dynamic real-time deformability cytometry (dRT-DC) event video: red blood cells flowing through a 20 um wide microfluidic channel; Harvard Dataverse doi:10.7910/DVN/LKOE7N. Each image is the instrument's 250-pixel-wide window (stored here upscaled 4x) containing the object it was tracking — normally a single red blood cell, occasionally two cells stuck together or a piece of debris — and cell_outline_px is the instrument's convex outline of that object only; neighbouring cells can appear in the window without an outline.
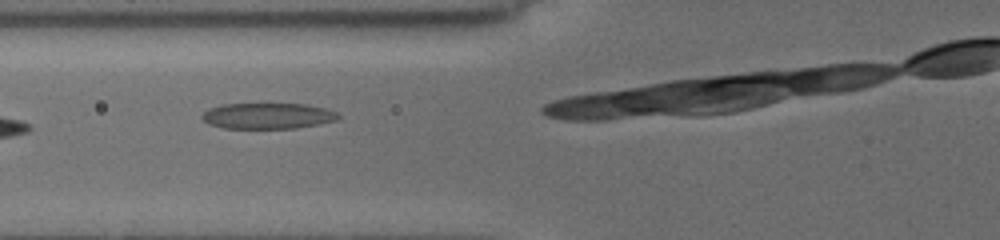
{"species": "common noctule bat (a hibernating species)", "species_latin": "Nyctalus noctula", "temperature_condition": "cold", "stored_images_in_passage": 6, "camera_frame_rate_fps": 3000, "um_per_image_px": 0.085, "animal": {"sex": "female", "body_mass_g": 19.5, "forearm_length_mm": 54.1}, "frame": {"image": 1, "passage_image": 4, "time_ms": 2.333, "image_size_px": [1000, 240], "cell_outline_px": [[340, 116], [336, 120], [320, 124], [296, 128], [224, 128], [208, 124], [200, 116], [208, 108], [220, 104], [308, 104], [324, 108], [336, 112]], "centroid_in_image_um": [22.73, 9.85], "position_along_channel_um": 103.1, "area_um2": 20.58}}
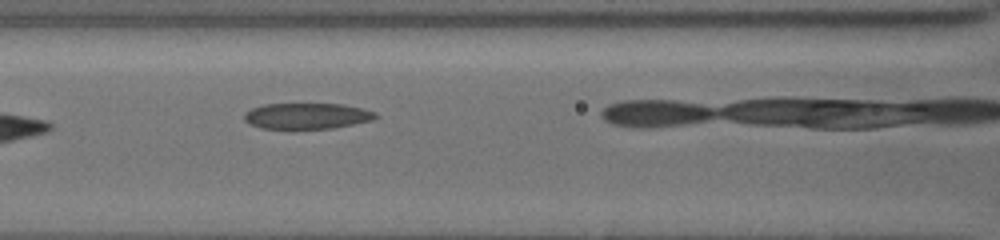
{"frame": {"image": 2, "passage_image": 5, "time_ms": 3.333, "image_size_px": [1000, 240], "cell_outline_px": [[380, 116], [372, 120], [332, 128], [292, 132], [260, 128], [248, 124], [244, 120], [244, 112], [252, 108], [264, 104], [344, 104], [376, 112]], "centroid_in_image_um": [26.02, 9.91], "position_along_channel_um": 140.6, "area_um2": 20.81}}